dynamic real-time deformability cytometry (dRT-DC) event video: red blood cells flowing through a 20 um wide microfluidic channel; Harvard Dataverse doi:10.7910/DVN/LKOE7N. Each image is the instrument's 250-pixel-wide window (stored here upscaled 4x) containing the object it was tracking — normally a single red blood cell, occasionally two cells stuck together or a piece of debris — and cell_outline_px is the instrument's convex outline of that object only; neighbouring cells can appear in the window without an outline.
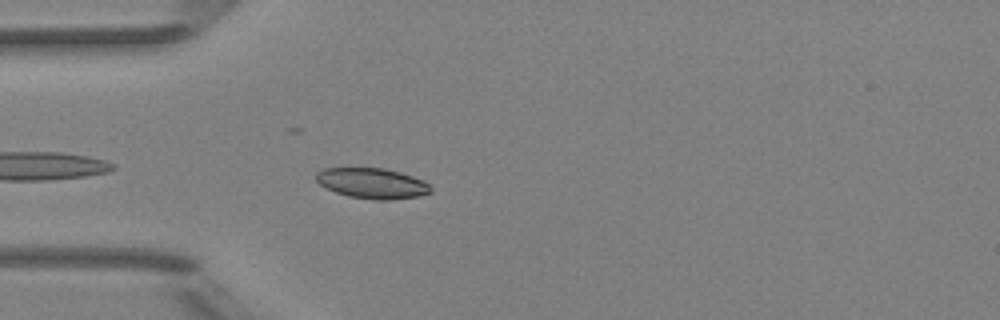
{"species": "Egyptian fruit bat (a non-hibernating species)", "species_latin": "Rousettus aegyptiacus", "temperature_condition": "room temperature", "stored_images_in_passage": 40, "camera_frame_rate_fps": 3000, "um_per_image_px": 0.085, "animal": {"sex": "female"}, "frame": {"image": 1, "passage_image": 3, "time_ms": 0.667, "image_size_px": [1000, 320], "cell_outline_px": [[432, 192], [420, 196], [392, 200], [376, 200], [348, 196], [336, 192], [320, 184], [316, 180], [316, 172], [324, 168], [384, 168], [400, 172], [424, 180], [432, 188]], "centroid_in_image_um": [31.67, 15.58], "position_along_channel_um": 53.3, "area_um2": 20.4}}
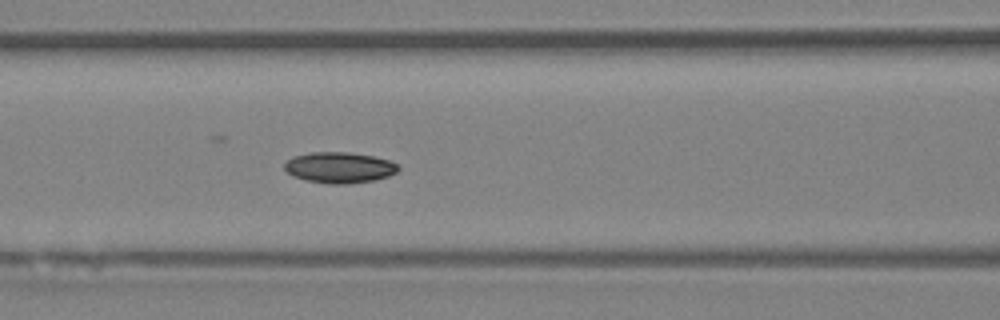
{"frame": {"image": 2, "passage_image": 10, "time_ms": 3.0, "image_size_px": [1000, 320], "cell_outline_px": [[400, 168], [396, 172], [388, 176], [372, 180], [348, 184], [328, 184], [304, 180], [292, 176], [284, 168], [284, 164], [292, 156], [312, 152], [348, 152], [376, 156], [400, 164]], "centroid_in_image_um": [28.85, 14.24], "position_along_channel_um": 137.8, "area_um2": 20.69}}
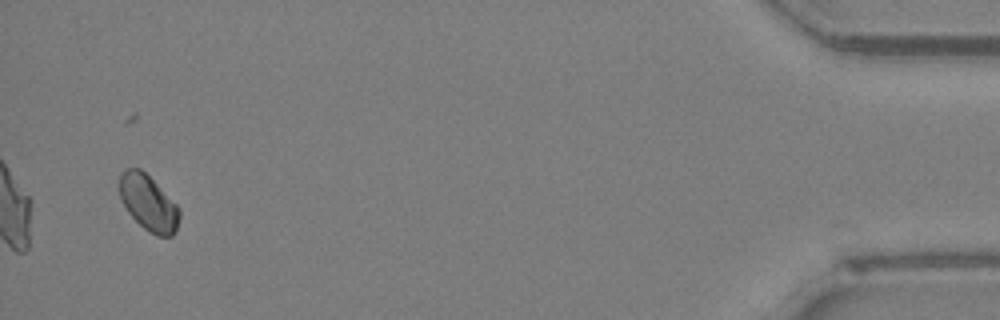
{"frame": {"image": 3, "passage_image": 38, "time_ms": 12.333, "image_size_px": [1000, 320], "cell_outline_px": [[180, 216], [176, 232], [172, 236], [156, 236], [148, 232], [128, 212], [120, 200], [120, 176], [128, 168], [140, 168], [180, 208]], "centroid_in_image_um": [12.63, 17.29], "position_along_channel_um": 422.6, "area_um2": 19.19}}